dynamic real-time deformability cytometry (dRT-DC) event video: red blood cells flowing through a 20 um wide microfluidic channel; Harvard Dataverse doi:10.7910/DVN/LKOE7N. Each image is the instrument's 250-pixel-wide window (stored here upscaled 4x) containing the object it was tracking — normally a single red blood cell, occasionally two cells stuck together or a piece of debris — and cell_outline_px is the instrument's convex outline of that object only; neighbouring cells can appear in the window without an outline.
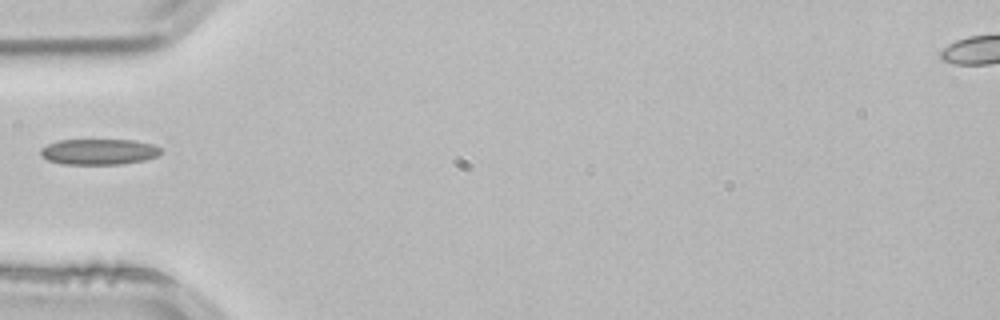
{"species": "common noctule bat (a hibernating species)", "species_latin": "Nyctalus noctula", "temperature_condition": "room temperature", "stored_images_in_passage": 2, "camera_frame_rate_fps": 3000, "um_per_image_px": 0.085, "animal": {"sex": "male", "body_mass_g": 21.5, "forearm_length_mm": 52.0}, "frame": {"image": 1, "passage_image": 2, "time_ms": 0.333, "image_size_px": [1000, 320], "cell_outline_px": [[164, 152], [156, 156], [144, 160], [120, 164], [60, 164], [48, 160], [40, 156], [40, 148], [56, 140], [132, 140], [152, 144], [160, 148]], "centroid_in_image_um": [8.37, 12.9], "position_along_channel_um": 76.6, "area_um2": 18.15}}